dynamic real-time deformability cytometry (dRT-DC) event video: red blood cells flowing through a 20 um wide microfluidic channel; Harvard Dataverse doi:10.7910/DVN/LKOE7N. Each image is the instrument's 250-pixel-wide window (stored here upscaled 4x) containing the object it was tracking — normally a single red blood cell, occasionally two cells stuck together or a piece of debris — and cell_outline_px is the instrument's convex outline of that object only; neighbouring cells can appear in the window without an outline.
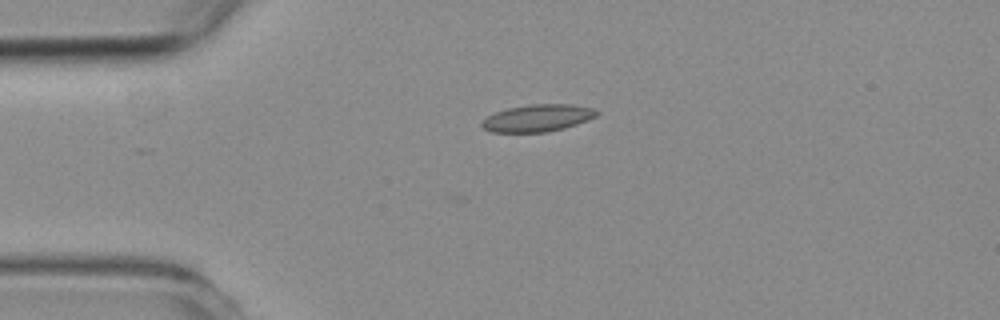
{"species": "common noctule bat (a hibernating species)", "species_latin": "Nyctalus noctula", "temperature_condition": "room temperature", "stored_images_in_passage": 4, "camera_frame_rate_fps": 3000, "um_per_image_px": 0.085, "animal": {"sex": "female", "body_mass_g": 19.3, "forearm_length_mm": 54.1}, "frame": {"image": 1, "passage_image": 4, "time_ms": 1.0, "image_size_px": [1000, 320], "cell_outline_px": [[600, 112], [596, 116], [588, 120], [564, 128], [548, 132], [492, 132], [484, 128], [480, 124], [480, 120], [496, 112], [508, 108], [528, 104], [568, 104], [592, 108]], "centroid_in_image_um": [45.68, 10.03], "position_along_channel_um": 39.3, "area_um2": 18.15}}